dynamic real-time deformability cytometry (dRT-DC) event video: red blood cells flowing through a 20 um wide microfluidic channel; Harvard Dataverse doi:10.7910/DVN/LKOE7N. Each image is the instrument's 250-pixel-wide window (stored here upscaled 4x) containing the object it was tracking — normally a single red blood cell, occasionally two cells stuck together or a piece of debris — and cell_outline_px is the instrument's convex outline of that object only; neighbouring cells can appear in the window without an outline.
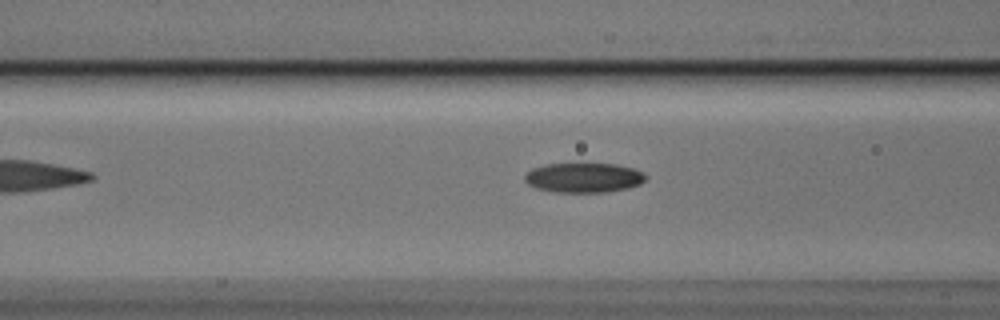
{"species": "Egyptian fruit bat (a non-hibernating species)", "species_latin": "Rousettus aegyptiacus", "temperature_condition": "cold", "stored_images_in_passage": 6, "camera_frame_rate_fps": 3000, "um_per_image_px": 0.085, "animal": {"sex": "male"}, "frame": {"image": 1, "passage_image": 6, "time_ms": 1.667, "image_size_px": [1000, 320], "cell_outline_px": [[648, 176], [640, 184], [628, 188], [604, 192], [556, 192], [536, 188], [528, 184], [524, 180], [524, 176], [532, 168], [544, 164], [616, 164], [632, 168], [644, 172]], "centroid_in_image_um": [49.62, 15.1], "position_along_channel_um": 117.0, "area_um2": 20.92}}